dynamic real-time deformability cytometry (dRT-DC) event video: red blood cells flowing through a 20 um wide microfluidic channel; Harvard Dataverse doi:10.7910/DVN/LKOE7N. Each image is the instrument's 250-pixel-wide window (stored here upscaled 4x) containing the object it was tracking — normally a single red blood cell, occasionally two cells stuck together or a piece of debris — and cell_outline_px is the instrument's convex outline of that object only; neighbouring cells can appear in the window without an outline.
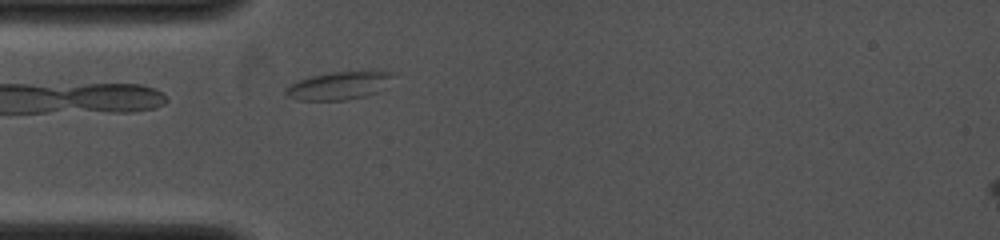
{"species": "common noctule bat (a hibernating species)", "species_latin": "Nyctalus noctula", "temperature_condition": "cold", "stored_images_in_passage": 10, "camera_frame_rate_fps": 4000, "um_per_image_px": 0.085, "animal": {"sex": "female", "body_mass_g": 19.0, "forearm_length_mm": 53.3}, "frame": {"image": 1, "passage_image": 2, "time_ms": 0.25, "image_size_px": [1000, 240], "cell_outline_px": [[396, 72], [384, 88], [380, 92], [348, 100], [296, 100], [288, 96], [284, 92], [284, 88], [296, 80], [312, 76], [332, 72]], "centroid_in_image_um": [28.76, 7.29], "position_along_channel_um": 56.2, "area_um2": 17.4}}
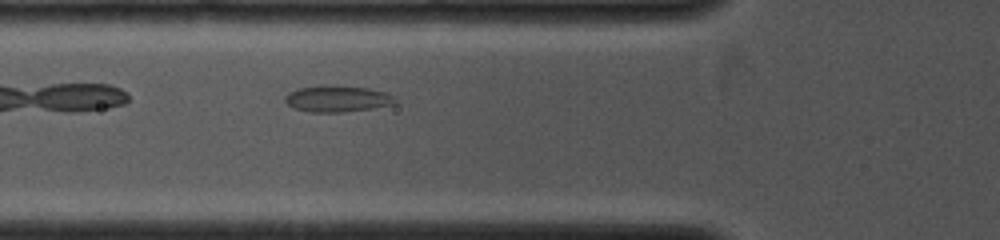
{"frame": {"image": 2, "passage_image": 6, "time_ms": 1.25, "image_size_px": [1000, 240], "cell_outline_px": [[396, 104], [372, 108], [344, 112], [312, 112], [292, 108], [284, 100], [284, 96], [288, 92], [300, 88], [328, 84], [368, 88], [384, 92], [392, 96], [396, 100]], "centroid_in_image_um": [28.64, 8.39], "position_along_channel_um": 97.2, "area_um2": 16.99}}
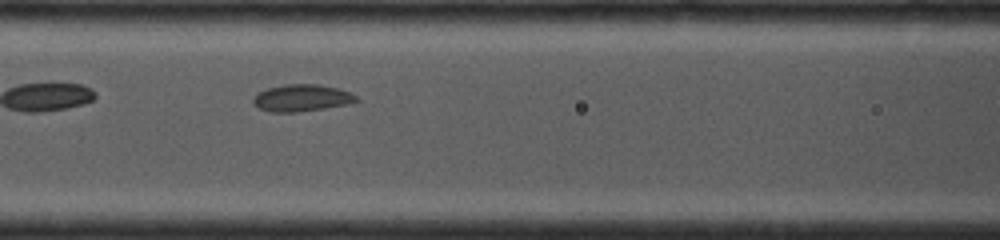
{"frame": {"image": 3, "passage_image": 10, "time_ms": 2.25, "image_size_px": [1000, 240], "cell_outline_px": [[360, 100], [344, 104], [324, 108], [296, 112], [272, 112], [260, 108], [252, 104], [252, 100], [256, 92], [268, 88], [284, 84], [320, 84], [336, 88], [348, 92], [356, 96]], "centroid_in_image_um": [25.58, 8.31], "position_along_channel_um": 141.0, "area_um2": 16.07}}